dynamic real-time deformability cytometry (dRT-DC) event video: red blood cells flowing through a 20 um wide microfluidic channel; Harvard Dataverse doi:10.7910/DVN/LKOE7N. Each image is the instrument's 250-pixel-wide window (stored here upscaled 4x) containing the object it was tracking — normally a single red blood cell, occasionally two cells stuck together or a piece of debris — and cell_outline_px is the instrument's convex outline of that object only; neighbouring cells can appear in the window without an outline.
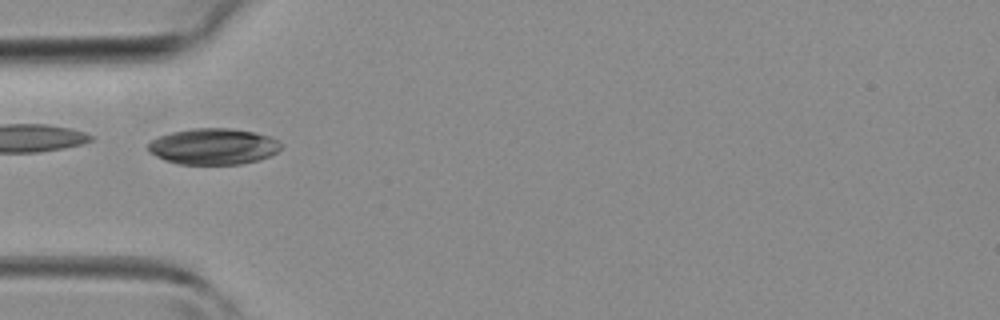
{"species": "common noctule bat (a hibernating species)", "species_latin": "Nyctalus noctula", "temperature_condition": "room temperature", "stored_images_in_passage": 41, "camera_frame_rate_fps": 3000, "um_per_image_px": 0.085, "animal": {"sex": "female", "body_mass_g": 19.3, "forearm_length_mm": 54.1}, "frame": {"image": 1, "passage_image": 12, "time_ms": 3.667, "image_size_px": [1000, 320], "cell_outline_px": [[280, 148], [276, 152], [260, 160], [240, 164], [176, 164], [164, 160], [148, 152], [148, 144], [152, 140], [160, 136], [172, 132], [196, 128], [228, 128], [252, 132], [268, 136], [276, 140], [280, 144]], "centroid_in_image_um": [18.09, 12.46], "position_along_channel_um": 66.9, "area_um2": 27.74}}